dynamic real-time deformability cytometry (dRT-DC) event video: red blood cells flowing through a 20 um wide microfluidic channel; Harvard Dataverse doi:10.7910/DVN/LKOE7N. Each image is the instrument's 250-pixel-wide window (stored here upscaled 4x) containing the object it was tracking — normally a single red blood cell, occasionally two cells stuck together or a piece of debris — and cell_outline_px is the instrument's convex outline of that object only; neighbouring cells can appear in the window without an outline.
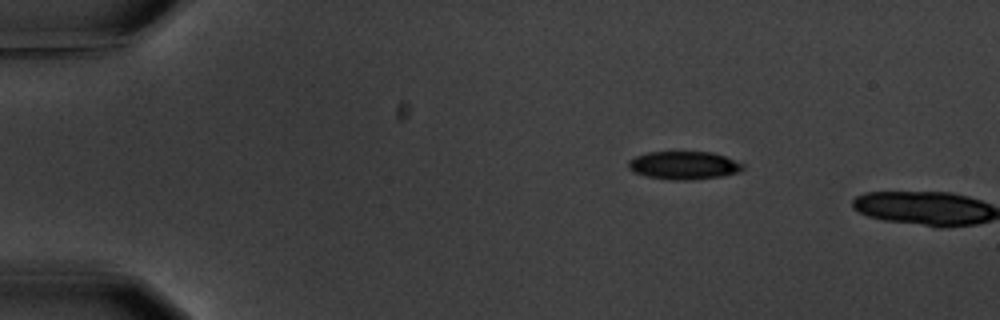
{"species": "common noctule bat (a hibernating species)", "species_latin": "Nyctalus noctula", "temperature_condition": "warm", "stored_images_in_passage": 2, "camera_frame_rate_fps": 3000, "um_per_image_px": 0.085, "animal": {"sex": "male", "body_mass_g": 20.1, "forearm_length_mm": 53.5}, "frame": {"image": 1, "passage_image": 1, "time_ms": 0.0, "image_size_px": [1000, 320], "cell_outline_px": [[744, 168], [736, 172], [724, 176], [684, 180], [672, 180], [648, 176], [632, 172], [628, 168], [628, 160], [636, 156], [648, 152], [712, 152], [724, 156], [744, 164]], "centroid_in_image_um": [58.1, 14.05], "position_along_channel_um": 26.9, "area_um2": 18.61}}